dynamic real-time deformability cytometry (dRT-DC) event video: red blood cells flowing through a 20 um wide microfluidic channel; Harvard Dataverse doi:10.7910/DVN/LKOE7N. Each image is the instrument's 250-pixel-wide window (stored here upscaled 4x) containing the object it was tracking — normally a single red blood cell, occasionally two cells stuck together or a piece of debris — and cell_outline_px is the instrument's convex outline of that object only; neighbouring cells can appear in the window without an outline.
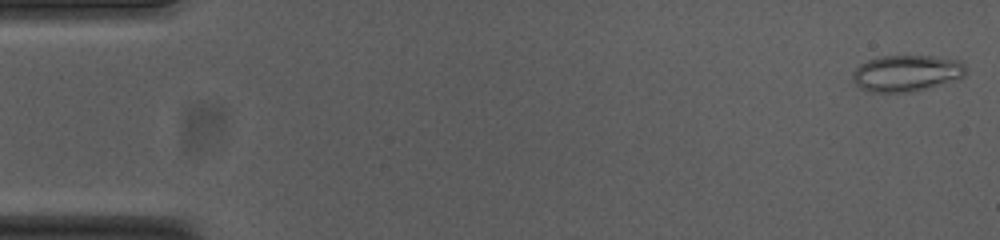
{"species": "common noctule bat (a hibernating species)", "species_latin": "Nyctalus noctula", "temperature_condition": "cold", "stored_images_in_passage": 53, "camera_frame_rate_fps": 3000, "um_per_image_px": 0.085, "animal": {"sex": "female", "body_mass_g": 23.0, "forearm_length_mm": 53.4}, "frame": {"image": 1, "passage_image": 1, "time_ms": 0.0, "image_size_px": [1000, 240], "cell_outline_px": [[968, 72], [960, 80], [912, 92], [868, 92], [860, 88], [852, 80], [852, 72], [860, 64], [876, 56], [932, 56], [960, 60], [968, 68]], "centroid_in_image_um": [77.1, 6.23], "position_along_channel_um": 7.9, "area_um2": 24.57}}
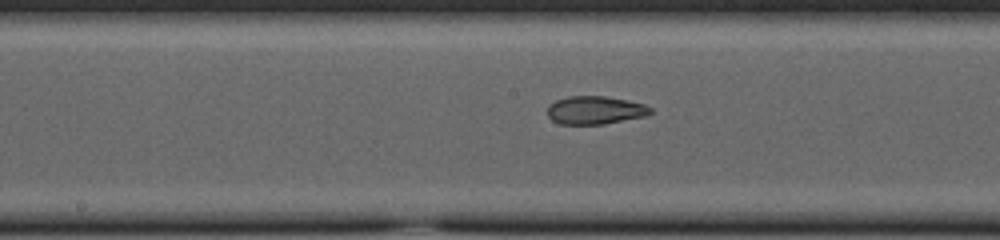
{"frame": {"image": 2, "passage_image": 27, "time_ms": 8.667, "image_size_px": [1000, 240], "cell_outline_px": [[652, 112], [644, 116], [604, 124], [560, 124], [552, 120], [548, 116], [548, 104], [556, 100], [568, 96], [604, 96], [644, 104], [652, 108]], "centroid_in_image_um": [50.55, 9.36], "position_along_channel_um": 197.7, "area_um2": 16.76}}
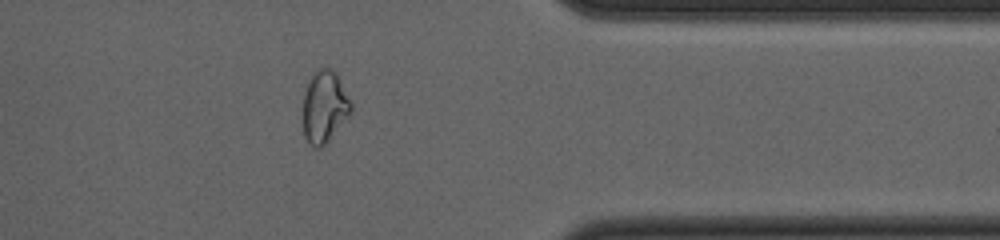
{"frame": {"image": 3, "passage_image": 43, "time_ms": 14.0, "image_size_px": [1000, 240], "cell_outline_px": [[352, 112], [328, 140], [320, 148], [316, 148], [308, 144], [304, 136], [304, 92], [312, 72], [320, 68], [332, 68], [336, 72], [352, 104]], "centroid_in_image_um": [27.58, 9.06], "position_along_channel_um": 383.8, "area_um2": 20.06}, "authors_computed_cell_mechanics": {"area_um2": 19.941, "velocity_mm_per_s": 3.7693, "shape_relaxation_time_tau1_ms": null, "shape_relaxation_time_tau2_ms": 2.3735, "deformation_change_tau1": null, "deformation_change_tau2": 0.0705}}